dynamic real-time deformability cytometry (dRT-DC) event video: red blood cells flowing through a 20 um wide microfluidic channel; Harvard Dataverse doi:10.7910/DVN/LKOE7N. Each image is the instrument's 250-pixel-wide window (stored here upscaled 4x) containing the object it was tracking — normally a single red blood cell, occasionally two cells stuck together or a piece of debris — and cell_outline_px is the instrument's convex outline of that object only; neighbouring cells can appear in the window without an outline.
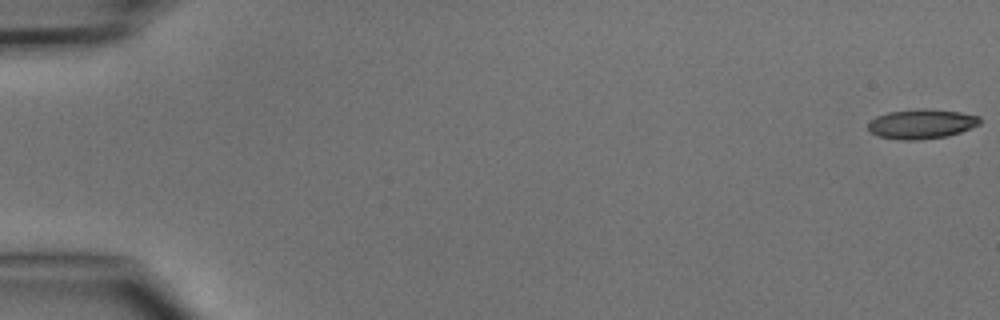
{"species": "common noctule bat (a hibernating species)", "species_latin": "Nyctalus noctula", "temperature_condition": "cold", "stored_images_in_passage": 5, "camera_frame_rate_fps": 3000, "um_per_image_px": 0.085, "animal": {"sex": "male", "body_mass_g": 15.6}, "frame": {"image": 1, "passage_image": 1, "time_ms": 0.0, "image_size_px": [1000, 320], "cell_outline_px": [[980, 124], [960, 132], [948, 136], [920, 140], [900, 140], [880, 136], [868, 132], [868, 124], [876, 116], [888, 112], [924, 108], [960, 112], [980, 116]], "centroid_in_image_um": [78.33, 10.54], "position_along_channel_um": 6.7, "area_um2": 19.31}}